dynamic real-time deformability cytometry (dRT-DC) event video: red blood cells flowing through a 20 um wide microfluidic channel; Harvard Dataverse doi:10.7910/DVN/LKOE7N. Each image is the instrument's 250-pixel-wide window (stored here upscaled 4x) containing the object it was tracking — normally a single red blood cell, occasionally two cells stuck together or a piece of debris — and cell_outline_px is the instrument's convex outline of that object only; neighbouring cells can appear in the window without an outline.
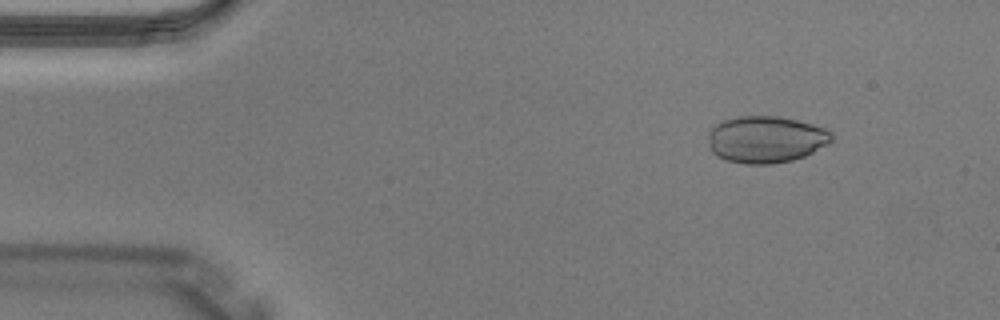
{"species": "Egyptian fruit bat (a non-hibernating species)", "species_latin": "Rousettus aegyptiacus", "temperature_condition": "warm", "stored_images_in_passage": 3, "camera_frame_rate_fps": 3000, "um_per_image_px": 0.085, "animal": {"sex": "male"}, "frame": {"image": 1, "passage_image": 3, "time_ms": 0.667, "image_size_px": [1000, 320], "cell_outline_px": [[832, 140], [828, 144], [804, 156], [792, 160], [772, 164], [744, 164], [728, 160], [716, 156], [708, 148], [708, 132], [720, 120], [736, 116], [780, 116], [812, 124], [824, 128], [832, 132]], "centroid_in_image_um": [65.06, 11.84], "position_along_channel_um": 19.9, "area_um2": 33.99}}